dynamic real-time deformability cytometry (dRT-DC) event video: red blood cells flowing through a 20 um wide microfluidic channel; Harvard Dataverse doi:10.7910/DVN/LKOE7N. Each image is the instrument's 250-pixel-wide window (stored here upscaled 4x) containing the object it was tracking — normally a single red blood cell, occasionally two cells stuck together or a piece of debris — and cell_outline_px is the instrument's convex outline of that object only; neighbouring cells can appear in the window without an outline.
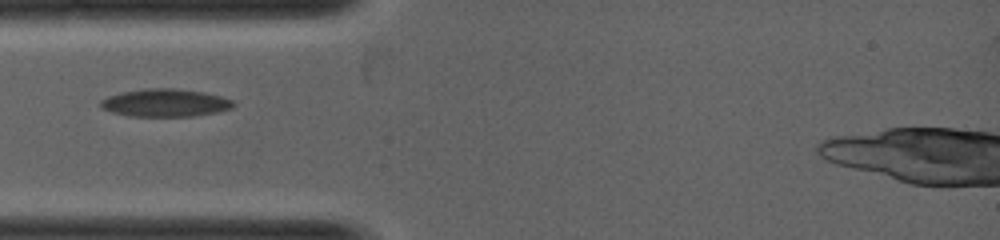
{"species": "common noctule bat (a hibernating species)", "species_latin": "Nyctalus noctula", "temperature_condition": "warm", "stored_images_in_passage": 21, "camera_frame_rate_fps": 5000, "um_per_image_px": 0.085, "animal": {"sex": "female", "body_mass_g": 19.0, "forearm_length_mm": 53.3}, "frame": {"image": 1, "passage_image": 1, "time_ms": 0.0, "image_size_px": [1000, 240], "cell_outline_px": [[236, 104], [232, 108], [216, 112], [192, 116], [128, 116], [112, 112], [100, 108], [100, 100], [108, 96], [120, 92], [144, 88], [176, 88], [204, 92], [220, 96], [232, 100]], "centroid_in_image_um": [14.01, 8.73], "position_along_channel_um": 71.0, "area_um2": 21.62}}
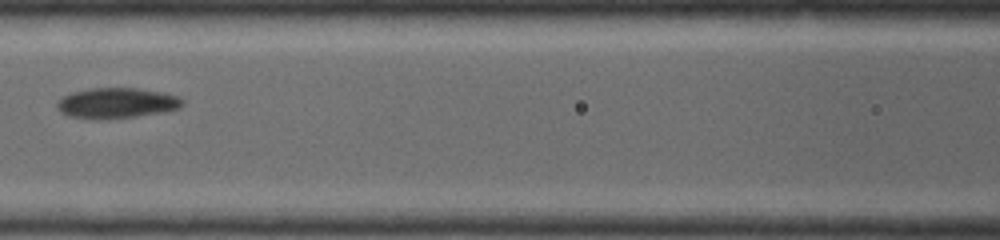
{"frame": {"image": 2, "passage_image": 6, "time_ms": 1.0, "image_size_px": [1000, 240], "cell_outline_px": [[184, 104], [180, 108], [164, 112], [108, 120], [92, 120], [68, 116], [60, 112], [56, 108], [56, 100], [72, 92], [88, 88], [136, 88], [160, 92], [176, 96], [184, 100]], "centroid_in_image_um": [9.86, 8.78], "position_along_channel_um": 156.7, "area_um2": 22.66}}
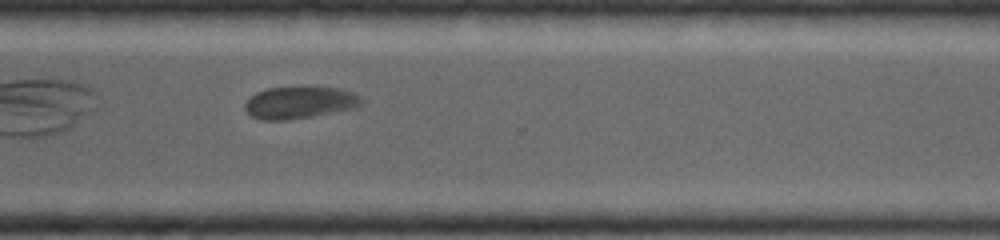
{"frame": {"image": 3, "passage_image": 17, "time_ms": 3.2, "image_size_px": [1000, 240], "cell_outline_px": [[364, 104], [356, 108], [312, 116], [288, 120], [264, 120], [252, 116], [244, 108], [244, 104], [256, 92], [268, 88], [336, 88], [352, 92], [360, 96], [364, 100]], "centroid_in_image_um": [25.5, 8.73], "position_along_channel_um": 345.1, "area_um2": 21.5}}